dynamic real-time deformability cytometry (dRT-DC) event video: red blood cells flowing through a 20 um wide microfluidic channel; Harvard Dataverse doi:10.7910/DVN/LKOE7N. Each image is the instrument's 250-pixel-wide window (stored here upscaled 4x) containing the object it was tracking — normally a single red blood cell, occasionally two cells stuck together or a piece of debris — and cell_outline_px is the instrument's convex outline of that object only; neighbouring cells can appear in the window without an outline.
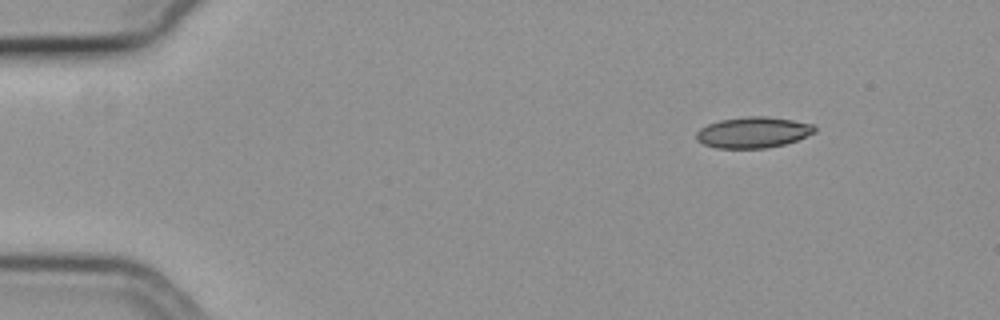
{"species": "common noctule bat (a hibernating species)", "species_latin": "Nyctalus noctula", "temperature_condition": "cold", "stored_images_in_passage": 49, "camera_frame_rate_fps": 3000, "um_per_image_px": 0.085, "animal": {"sex": "female", "body_mass_g": 19.3, "forearm_length_mm": 54.1}, "frame": {"image": 1, "passage_image": 1, "time_ms": 0.0, "image_size_px": [1000, 320], "cell_outline_px": [[816, 132], [796, 140], [784, 144], [764, 148], [716, 148], [704, 144], [696, 140], [696, 132], [700, 128], [708, 124], [720, 120], [744, 116], [768, 116], [816, 124]], "centroid_in_image_um": [64.02, 11.24], "position_along_channel_um": 21.0, "area_um2": 21.44}}
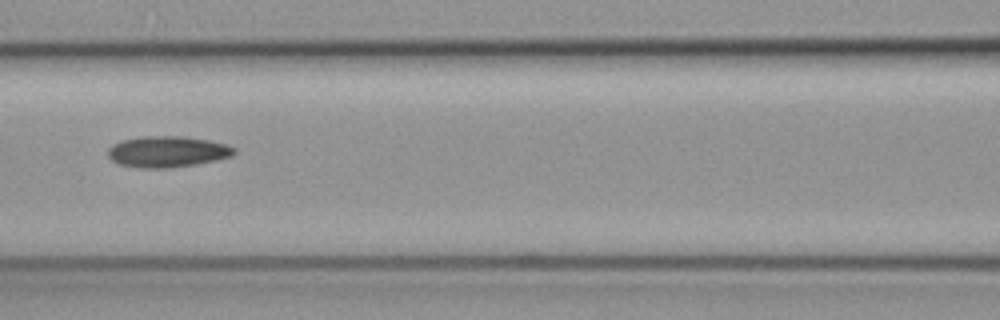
{"frame": {"image": 2, "passage_image": 19, "time_ms": 6.0, "image_size_px": [1000, 320], "cell_outline_px": [[236, 152], [232, 156], [216, 160], [196, 164], [164, 168], [140, 168], [120, 164], [112, 160], [108, 156], [108, 148], [112, 144], [124, 140], [144, 136], [184, 136], [208, 140], [224, 144], [236, 148]], "centroid_in_image_um": [14.23, 12.89], "position_along_channel_um": 152.4, "area_um2": 22.77}}
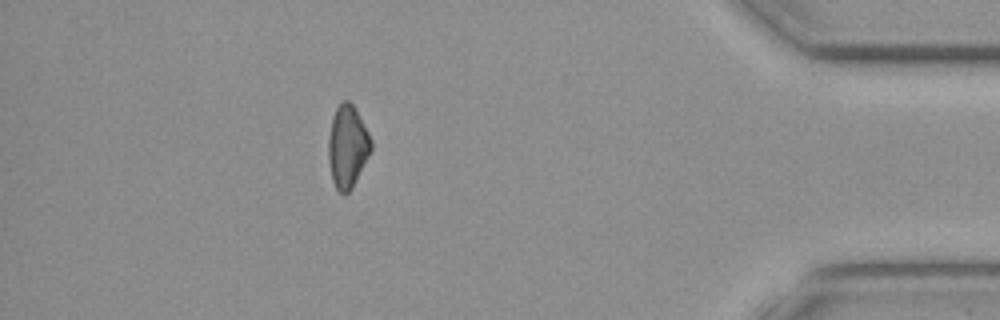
{"frame": {"image": 3, "passage_image": 43, "time_ms": 14.0, "image_size_px": [1000, 320], "cell_outline_px": [[372, 148], [352, 188], [344, 196], [336, 192], [332, 180], [328, 160], [328, 136], [332, 116], [336, 108], [344, 100], [348, 100], [356, 108], [372, 140]], "centroid_in_image_um": [29.51, 12.47], "position_along_channel_um": 405.7, "area_um2": 20.75}}